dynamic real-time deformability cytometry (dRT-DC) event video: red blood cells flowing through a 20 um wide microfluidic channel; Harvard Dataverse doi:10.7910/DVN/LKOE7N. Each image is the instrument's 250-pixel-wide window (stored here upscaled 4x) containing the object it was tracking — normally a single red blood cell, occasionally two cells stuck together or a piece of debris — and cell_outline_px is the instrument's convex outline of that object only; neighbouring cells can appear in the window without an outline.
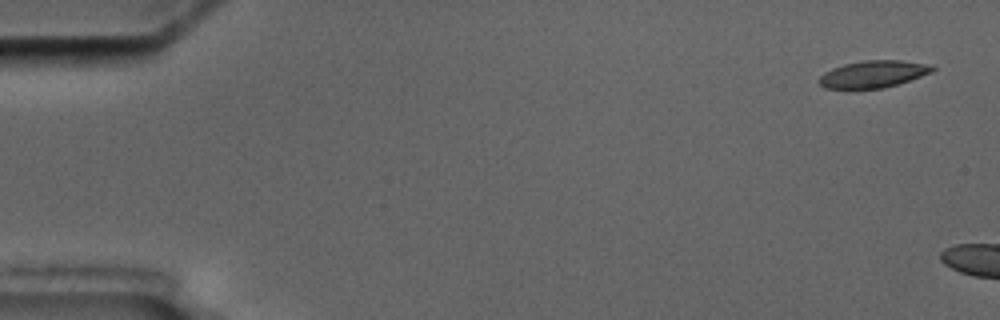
{"species": "common noctule bat (a hibernating species)", "species_latin": "Nyctalus noctula", "temperature_condition": "cold", "stored_images_in_passage": 6, "camera_frame_rate_fps": 3000, "um_per_image_px": 0.085, "animal": {"sex": "male", "body_mass_g": 17.5, "forearm_length_mm": 52.3}, "frame": {"image": 1, "passage_image": 1, "time_ms": 0.0, "image_size_px": [1000, 320], "cell_outline_px": [[936, 68], [932, 72], [884, 88], [824, 88], [816, 80], [824, 72], [832, 68], [844, 64], [864, 60], [900, 60], [932, 64]], "centroid_in_image_um": [74.21, 6.28], "position_along_channel_um": 10.8, "area_um2": 17.8}}
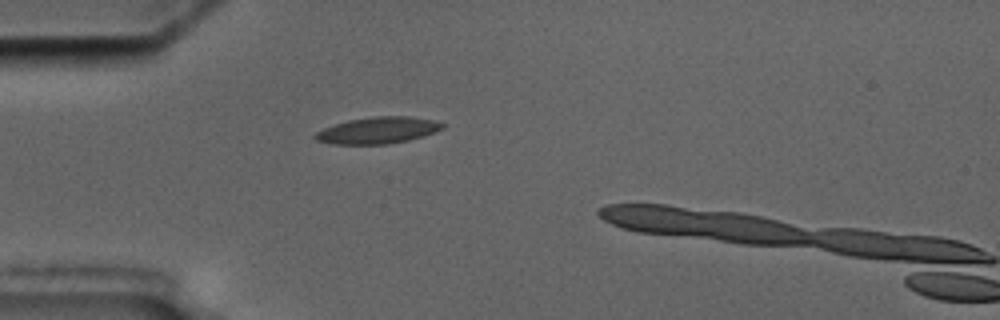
{"frame": {"image": 2, "passage_image": 5, "time_ms": 4.667, "image_size_px": [1000, 320], "cell_outline_px": [[448, 124], [444, 128], [436, 132], [424, 136], [408, 140], [388, 144], [332, 144], [316, 140], [312, 136], [316, 132], [324, 128], [348, 120], [376, 116], [408, 116], [432, 120]], "centroid_in_image_um": [32.15, 11.08], "position_along_channel_um": 52.9, "area_um2": 19.77}}